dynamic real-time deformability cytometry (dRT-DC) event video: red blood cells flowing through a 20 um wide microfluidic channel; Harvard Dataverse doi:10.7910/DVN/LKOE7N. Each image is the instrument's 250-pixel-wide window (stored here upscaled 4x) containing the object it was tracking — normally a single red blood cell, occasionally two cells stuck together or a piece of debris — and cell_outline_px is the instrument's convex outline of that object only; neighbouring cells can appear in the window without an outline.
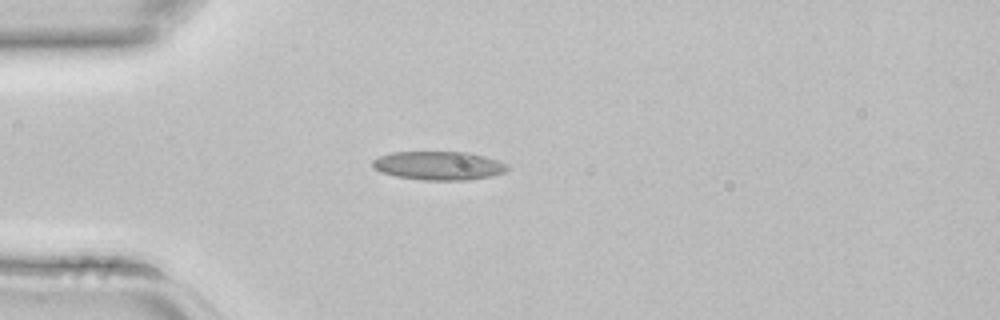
{"species": "common noctule bat (a hibernating species)", "species_latin": "Nyctalus noctula", "temperature_condition": "room temperature", "stored_images_in_passage": 1, "camera_frame_rate_fps": 3000, "um_per_image_px": 0.085, "animal": {"sex": "female", "body_mass_g": 22.7, "forearm_length_mm": 54.2}, "frame": {"image": 1, "passage_image": 1, "time_ms": 0.0, "image_size_px": [1000, 320], "cell_outline_px": [[512, 168], [504, 172], [492, 176], [468, 180], [420, 180], [396, 176], [380, 172], [372, 164], [372, 160], [380, 156], [392, 152], [468, 152], [484, 156], [508, 164]], "centroid_in_image_um": [37.32, 14.08], "position_along_channel_um": 47.7, "area_um2": 22.6}}